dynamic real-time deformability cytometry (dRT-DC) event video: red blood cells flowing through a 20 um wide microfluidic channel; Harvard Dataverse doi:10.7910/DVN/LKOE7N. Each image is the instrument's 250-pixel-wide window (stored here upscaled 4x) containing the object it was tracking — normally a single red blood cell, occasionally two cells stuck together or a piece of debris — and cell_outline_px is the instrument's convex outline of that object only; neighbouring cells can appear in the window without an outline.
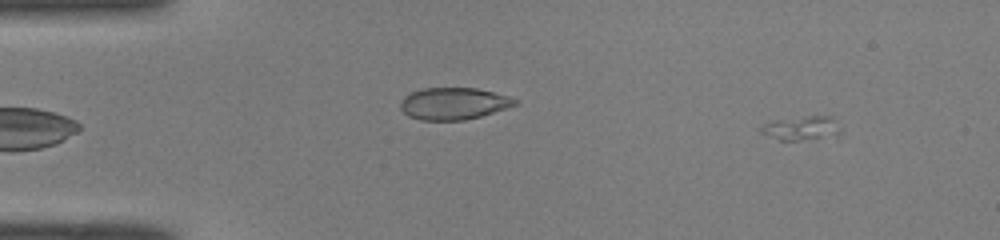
{"species": "common noctule bat (a hibernating species)", "species_latin": "Nyctalus noctula", "temperature_condition": "room temperature", "stored_images_in_passage": 44, "camera_frame_rate_fps": 3000, "um_per_image_px": 0.085, "animal": {"sex": "male", "body_mass_g": 19.0, "forearm_length_mm": 50.8}, "frame": {"image": 1, "passage_image": 3, "time_ms": 0.667, "image_size_px": [1000, 240], "cell_outline_px": [[840, 132], [836, 136], [796, 140], [780, 140], [760, 132], [760, 128], [764, 124], [776, 120], [808, 116], [832, 116], [840, 128]], "centroid_in_image_um": [68.15, 10.89], "position_along_channel_um": 16.8, "area_um2": 10.92}}
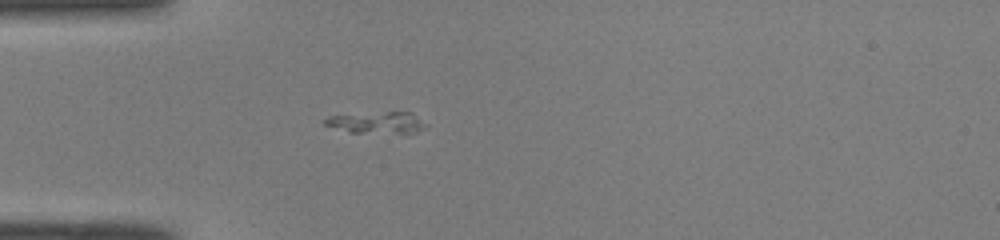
{"frame": {"image": 2, "passage_image": 13, "time_ms": 4.0, "image_size_px": [1000, 240], "cell_outline_px": [[428, 124], [416, 132], [352, 132], [324, 124], [324, 120], [328, 116], [388, 112], [412, 112]], "centroid_in_image_um": [32.09, 10.4], "position_along_channel_um": 52.9, "area_um2": 12.14}}
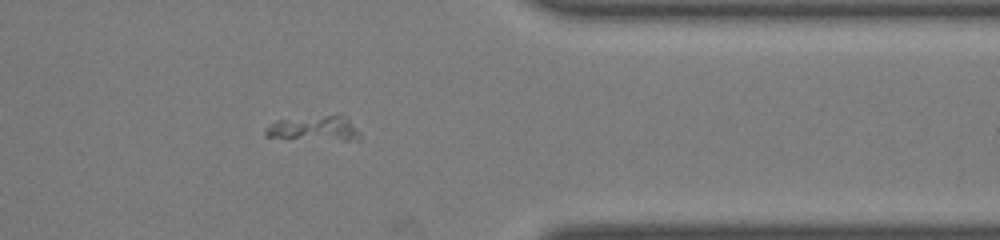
{"frame": {"image": 3, "passage_image": 39, "time_ms": 12.667, "image_size_px": [1000, 240], "cell_outline_px": [[360, 140], [344, 140], [264, 136], [264, 132], [272, 124], [280, 120], [340, 112], [360, 132]], "centroid_in_image_um": [26.82, 10.87], "position_along_channel_um": 384.6, "area_um2": 13.58}}